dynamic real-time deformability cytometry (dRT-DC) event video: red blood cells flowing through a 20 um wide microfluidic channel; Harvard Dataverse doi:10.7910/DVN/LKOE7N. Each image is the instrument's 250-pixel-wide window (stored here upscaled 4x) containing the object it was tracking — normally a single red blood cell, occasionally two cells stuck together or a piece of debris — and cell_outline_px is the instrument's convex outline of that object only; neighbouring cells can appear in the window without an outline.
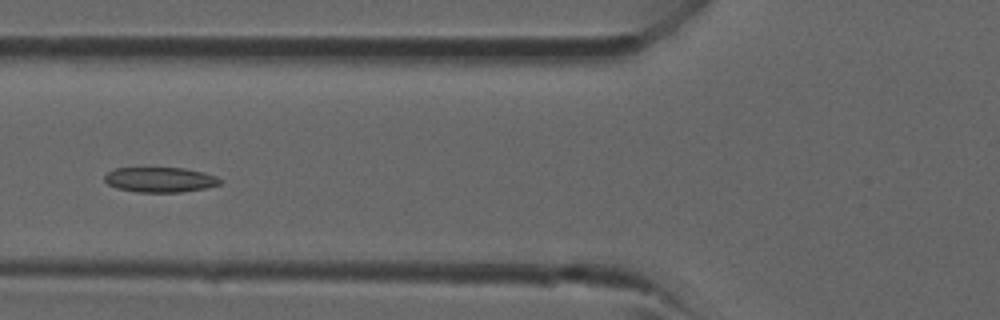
{"species": "common noctule bat (a hibernating species)", "species_latin": "Nyctalus noctula", "temperature_condition": "room temperature", "stored_images_in_passage": 40, "camera_frame_rate_fps": 3000, "um_per_image_px": 0.085, "animal": {"sex": "male", "forearm_length_mm": 52.5}, "frame": {"image": 1, "passage_image": 15, "time_ms": 4.667, "image_size_px": [1000, 320], "cell_outline_px": [[224, 180], [220, 184], [208, 188], [180, 192], [136, 192], [116, 188], [108, 184], [104, 180], [104, 176], [108, 172], [116, 168], [184, 168], [204, 172], [216, 176]], "centroid_in_image_um": [13.64, 15.28], "position_along_channel_um": 112.2, "area_um2": 16.99}}
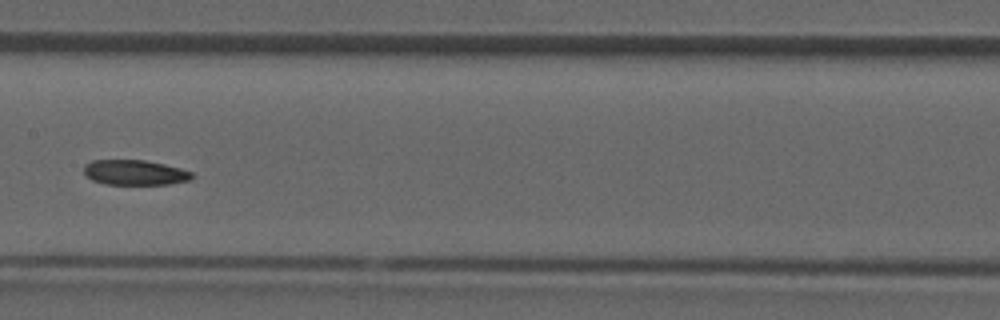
{"frame": {"image": 2, "passage_image": 20, "time_ms": 6.333, "image_size_px": [1000, 320], "cell_outline_px": [[192, 180], [168, 184], [108, 184], [92, 180], [84, 172], [84, 164], [92, 160], [144, 160], [164, 164], [180, 168], [192, 172]], "centroid_in_image_um": [11.47, 14.66], "position_along_channel_um": 195.9, "area_um2": 15.72}}
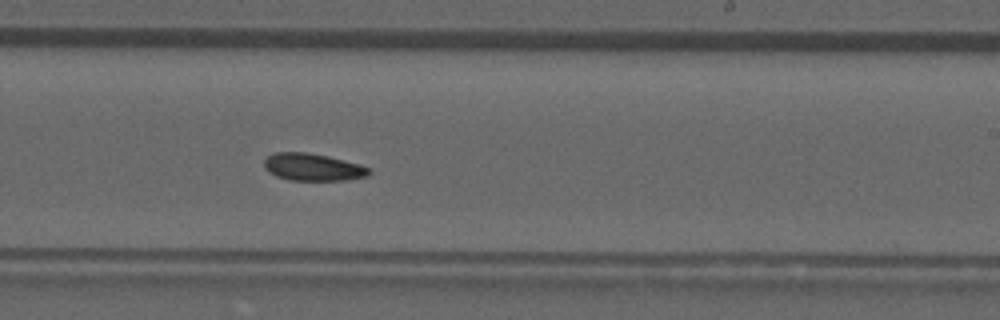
{"frame": {"image": 3, "passage_image": 24, "time_ms": 7.667, "image_size_px": [1000, 320], "cell_outline_px": [[372, 172], [368, 176], [348, 180], [288, 180], [276, 176], [268, 172], [264, 168], [264, 160], [268, 156], [276, 152], [308, 152], [328, 156], [360, 164], [372, 168]], "centroid_in_image_um": [26.62, 14.21], "position_along_channel_um": 262.4, "area_um2": 16.94}}